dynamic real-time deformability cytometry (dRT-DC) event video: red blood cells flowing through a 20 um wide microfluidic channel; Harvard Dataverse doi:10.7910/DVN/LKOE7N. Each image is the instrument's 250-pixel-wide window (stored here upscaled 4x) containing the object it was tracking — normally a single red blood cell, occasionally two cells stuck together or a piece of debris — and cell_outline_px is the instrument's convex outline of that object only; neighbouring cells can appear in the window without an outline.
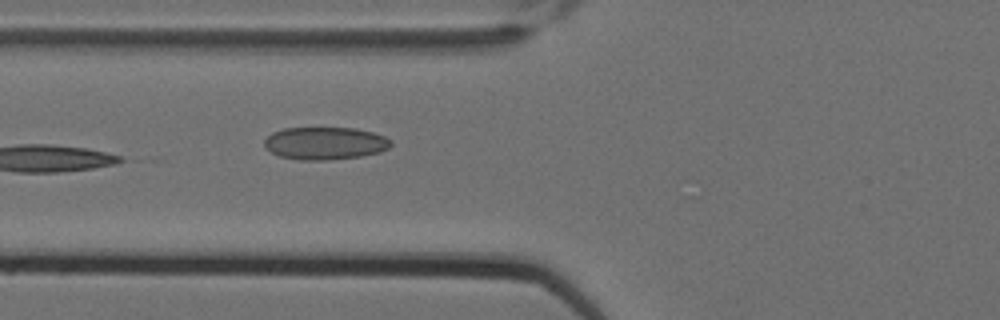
{"species": "Egyptian fruit bat (a non-hibernating species)", "species_latin": "Rousettus aegyptiacus", "temperature_condition": "cold", "stored_images_in_passage": 6, "camera_frame_rate_fps": 3000, "um_per_image_px": 0.085, "animal": {"sex": "female"}, "frame": {"image": 1, "passage_image": 5, "time_ms": 1.333, "image_size_px": [1000, 320], "cell_outline_px": [[392, 144], [388, 148], [380, 152], [360, 156], [328, 160], [300, 160], [280, 156], [264, 148], [264, 140], [272, 132], [284, 128], [356, 128], [372, 132], [384, 136], [392, 140]], "centroid_in_image_um": [27.62, 12.17], "position_along_channel_um": 98.2, "area_um2": 24.1}}